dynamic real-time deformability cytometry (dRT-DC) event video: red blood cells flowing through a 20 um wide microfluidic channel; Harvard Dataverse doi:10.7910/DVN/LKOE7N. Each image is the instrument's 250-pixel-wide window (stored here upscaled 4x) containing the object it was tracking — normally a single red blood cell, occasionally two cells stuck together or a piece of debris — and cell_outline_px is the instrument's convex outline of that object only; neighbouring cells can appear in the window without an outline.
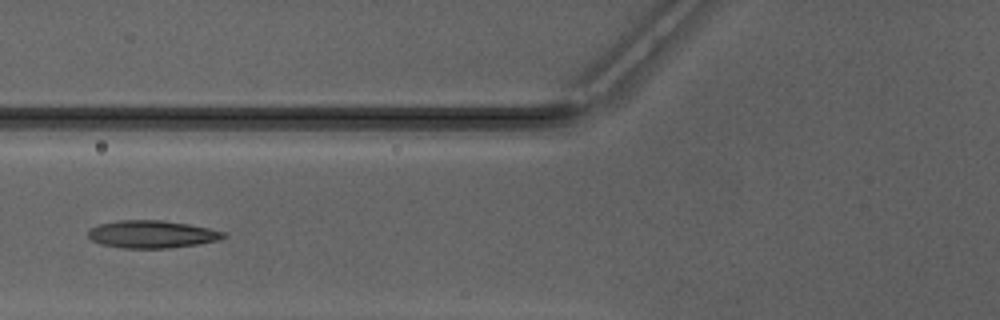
{"species": "Egyptian fruit bat (a non-hibernating species)", "species_latin": "Rousettus aegyptiacus", "temperature_condition": "warm", "stored_images_in_passage": 38, "camera_frame_rate_fps": 3000, "um_per_image_px": 0.085, "animal": {"sex": "male"}, "frame": {"image": 1, "passage_image": 8, "time_ms": 2.333, "image_size_px": [1000, 320], "cell_outline_px": [[228, 236], [220, 240], [196, 244], [168, 248], [120, 248], [100, 244], [92, 240], [88, 236], [88, 228], [100, 224], [120, 220], [160, 220], [188, 224], [208, 228], [224, 232]], "centroid_in_image_um": [12.89, 19.91], "position_along_channel_um": 112.9, "area_um2": 21.73}}
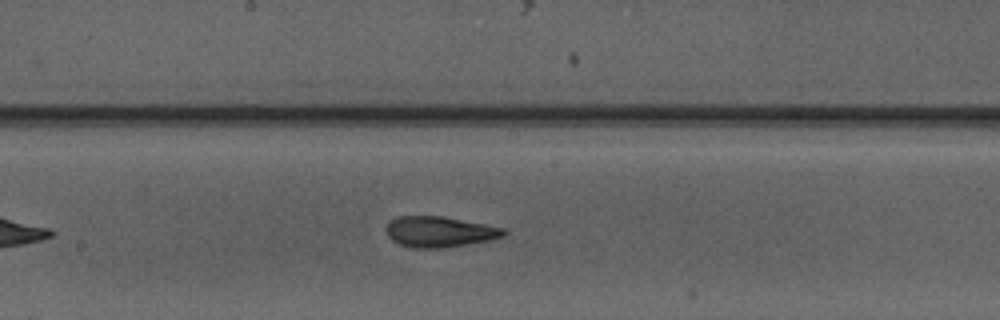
{"frame": {"image": 2, "passage_image": 15, "time_ms": 4.667, "image_size_px": [1000, 320], "cell_outline_px": [[508, 232], [504, 236], [488, 240], [444, 248], [412, 248], [400, 244], [392, 240], [388, 236], [384, 228], [392, 220], [400, 216], [444, 216], [504, 228]], "centroid_in_image_um": [37.35, 19.7], "position_along_channel_um": 210.9, "area_um2": 20.98}}
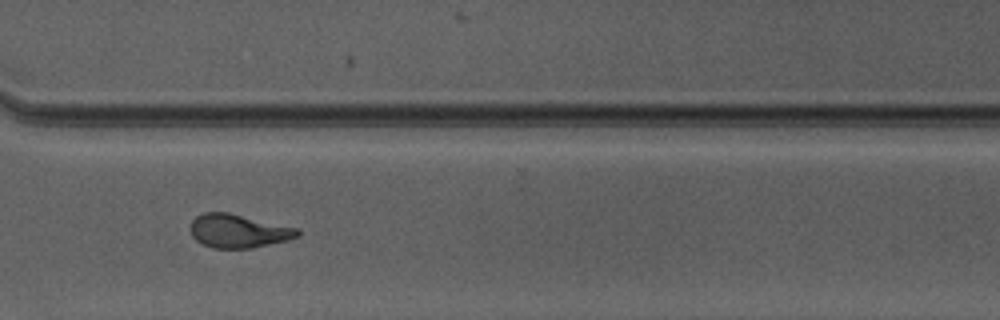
{"frame": {"image": 3, "passage_image": 25, "time_ms": 8.0, "image_size_px": [1000, 320], "cell_outline_px": [[300, 236], [288, 240], [252, 248], [212, 248], [196, 240], [192, 236], [188, 228], [192, 220], [196, 216], [204, 212], [228, 212], [300, 228]], "centroid_in_image_um": [20.27, 19.63], "position_along_channel_um": 350.3, "area_um2": 21.21}, "authors_computed_cell_mechanics": {"area_um2": 21.0103, "velocity_mm_per_s": 4.1909, "shape_relaxation_time_tau1_ms": 7.1258, "shape_relaxation_time_tau2_ms": 1.5113, "deformation_change_tau1": 0.2343, "deformation_change_tau2": 0.0918}}